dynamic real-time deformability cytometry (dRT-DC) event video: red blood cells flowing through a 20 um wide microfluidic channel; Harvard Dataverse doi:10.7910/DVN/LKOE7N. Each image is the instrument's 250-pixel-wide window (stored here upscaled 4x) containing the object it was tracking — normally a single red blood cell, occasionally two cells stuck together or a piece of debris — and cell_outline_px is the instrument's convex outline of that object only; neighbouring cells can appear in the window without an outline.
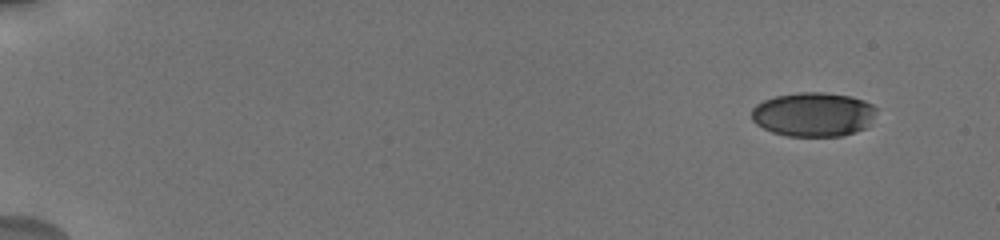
{"species": "human", "species_latin": "Homo sapiens", "temperature_condition": "cold", "stored_images_in_passage": 11, "camera_frame_rate_fps": 3000, "um_per_image_px": 0.085, "donor": {"sex": "male"}, "frame": {"image": 1, "passage_image": 1, "time_ms": 0.0, "image_size_px": [1000, 240], "cell_outline_px": [[876, 108], [868, 124], [864, 128], [856, 132], [840, 136], [788, 136], [772, 132], [756, 124], [752, 120], [752, 108], [756, 104], [764, 100], [776, 96], [800, 92], [820, 92], [852, 96], [864, 100], [872, 104]], "centroid_in_image_um": [69.11, 9.72], "position_along_channel_um": 15.9, "area_um2": 32.02}}
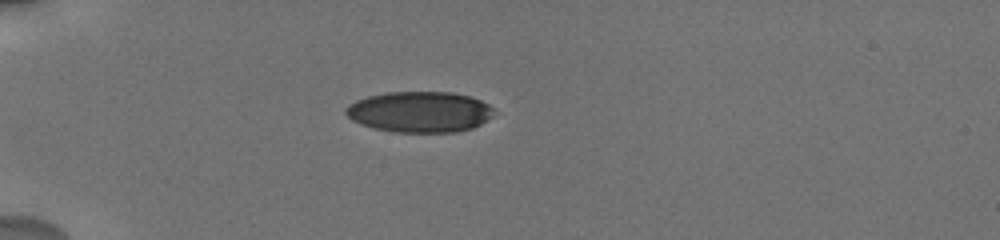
{"frame": {"image": 2, "passage_image": 7, "time_ms": 4.333, "image_size_px": [1000, 240], "cell_outline_px": [[492, 116], [488, 120], [472, 128], [456, 132], [392, 132], [372, 128], [360, 124], [352, 120], [344, 112], [344, 108], [348, 104], [356, 100], [368, 96], [388, 92], [452, 92], [468, 96], [480, 100], [488, 104], [492, 108]], "centroid_in_image_um": [35.63, 9.51], "position_along_channel_um": 49.4, "area_um2": 35.37}}
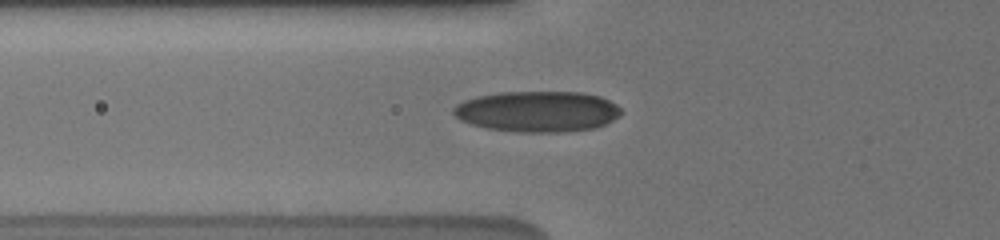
{"frame": {"image": 3, "passage_image": 9, "time_ms": 6.0, "image_size_px": [1000, 240], "cell_outline_px": [[624, 112], [620, 116], [596, 128], [556, 132], [516, 132], [488, 128], [472, 124], [460, 120], [452, 112], [452, 108], [456, 104], [464, 100], [476, 96], [496, 92], [584, 92], [600, 96], [616, 104]], "centroid_in_image_um": [45.68, 9.46], "position_along_channel_um": 80.1, "area_um2": 40.11}}